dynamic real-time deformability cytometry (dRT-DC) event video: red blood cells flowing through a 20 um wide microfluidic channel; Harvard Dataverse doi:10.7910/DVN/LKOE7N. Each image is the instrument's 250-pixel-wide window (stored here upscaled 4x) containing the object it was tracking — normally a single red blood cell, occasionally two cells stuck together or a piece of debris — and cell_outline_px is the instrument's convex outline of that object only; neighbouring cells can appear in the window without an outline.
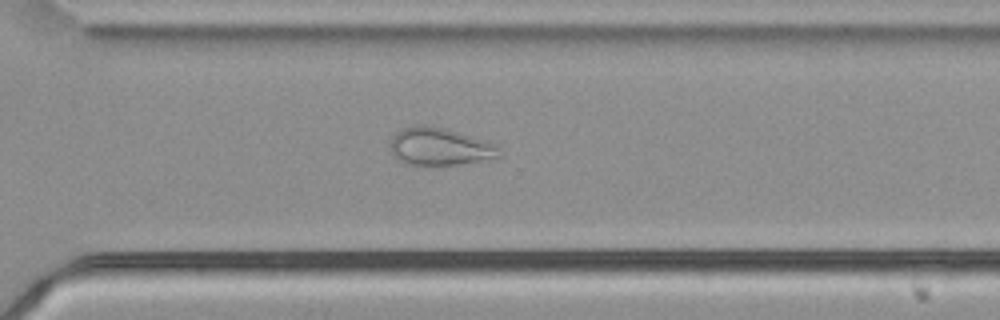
{"species": "common noctule bat (a hibernating species)", "species_latin": "Nyctalus noctula", "temperature_condition": "cold", "stored_images_in_passage": 51, "camera_frame_rate_fps": 3000, "um_per_image_px": 0.085, "animal": {"sex": "male", "body_mass_g": 21.5, "forearm_length_mm": 52.0}, "frame": {"image": 1, "passage_image": 40, "time_ms": 13.0, "image_size_px": [1000, 320], "cell_outline_px": [[500, 156], [460, 164], [404, 164], [392, 156], [392, 136], [396, 132], [412, 124], [428, 124], [444, 128], [492, 144], [496, 148]], "centroid_in_image_um": [37.25, 12.44], "position_along_channel_um": 333.3, "area_um2": 23.12}}
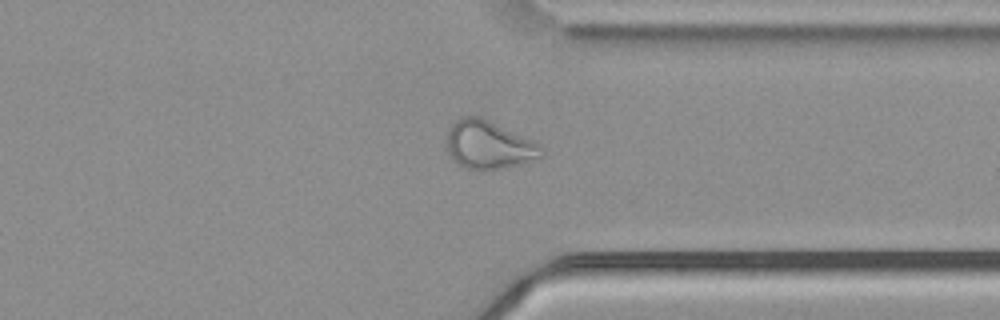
{"frame": {"image": 2, "passage_image": 43, "time_ms": 14.0, "image_size_px": [1000, 320], "cell_outline_px": [[544, 156], [520, 164], [484, 172], [480, 172], [464, 168], [452, 160], [444, 148], [448, 132], [452, 124], [460, 116], [480, 116], [532, 140], [540, 144], [544, 152]], "centroid_in_image_um": [41.49, 12.35], "position_along_channel_um": 369.9, "area_um2": 27.17}}
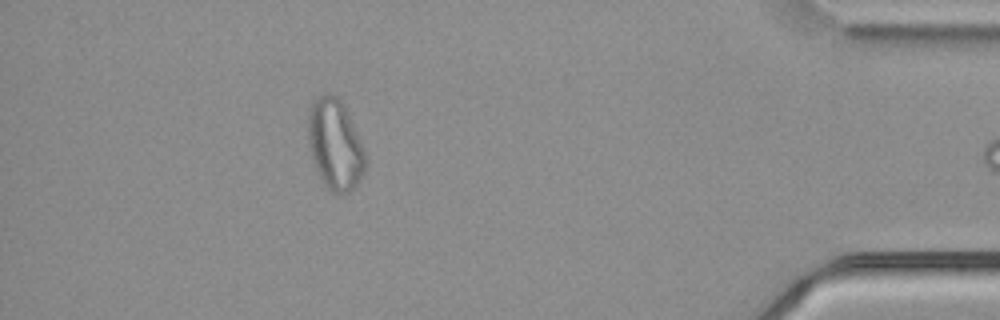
{"frame": {"image": 3, "passage_image": 50, "time_ms": 16.333, "image_size_px": [1000, 320], "cell_outline_px": [[364, 172], [360, 180], [348, 192], [332, 192], [324, 184], [312, 160], [308, 140], [308, 112], [312, 100], [316, 96], [324, 92], [328, 92], [336, 96], [344, 104], [364, 152]], "centroid_in_image_um": [28.43, 12.22], "position_along_channel_um": 406.8, "area_um2": 29.82}}